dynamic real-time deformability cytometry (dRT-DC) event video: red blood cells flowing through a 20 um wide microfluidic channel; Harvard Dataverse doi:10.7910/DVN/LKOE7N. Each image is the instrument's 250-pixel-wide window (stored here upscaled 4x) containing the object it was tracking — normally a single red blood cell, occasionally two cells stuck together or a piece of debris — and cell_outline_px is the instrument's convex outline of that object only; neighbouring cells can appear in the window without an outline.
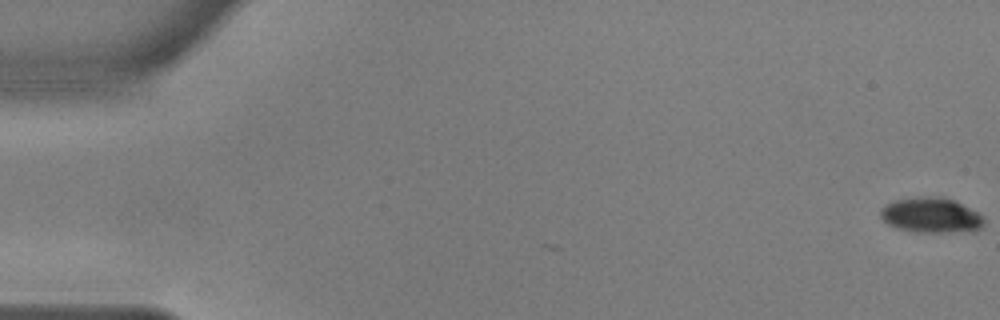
{"species": "common noctule bat (a hibernating species)", "species_latin": "Nyctalus noctula", "temperature_condition": "warm", "stored_images_in_passage": 7, "camera_frame_rate_fps": 3000, "um_per_image_px": 0.085, "animal": {"sex": "male", "body_mass_g": 17.9, "forearm_length_mm": 54.2}, "frame": {"image": 1, "passage_image": 1, "time_ms": 0.0, "image_size_px": [1000, 320], "cell_outline_px": [[984, 224], [976, 232], [912, 232], [896, 228], [888, 224], [880, 216], [880, 208], [896, 200], [916, 196], [940, 196], [956, 200], [984, 216]], "centroid_in_image_um": [79.18, 18.3], "position_along_channel_um": 5.8, "area_um2": 21.68}}